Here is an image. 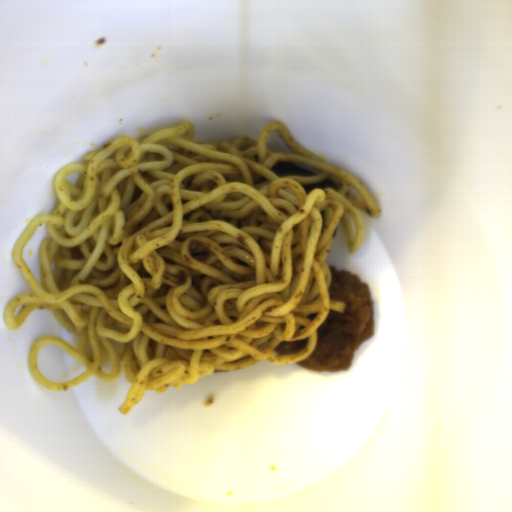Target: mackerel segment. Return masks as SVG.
Wrapping results in <instances>:
<instances>
[{"instance_id":"14911b7f","label":"mackerel segment","mask_w":512,"mask_h":512,"mask_svg":"<svg viewBox=\"0 0 512 512\" xmlns=\"http://www.w3.org/2000/svg\"><path fill=\"white\" fill-rule=\"evenodd\" d=\"M271 172L278 176H317L319 173L309 171L286 160H279L273 164Z\"/></svg>"},{"instance_id":"c1d32c5f","label":"mackerel segment","mask_w":512,"mask_h":512,"mask_svg":"<svg viewBox=\"0 0 512 512\" xmlns=\"http://www.w3.org/2000/svg\"><path fill=\"white\" fill-rule=\"evenodd\" d=\"M302 187H303L304 191L307 194L309 192H311L312 190L317 189V188H322L324 190L328 189V188H333V189H337L338 190L337 184L329 176L327 177L326 180H323V181H320V182H317V183H314V184L302 185Z\"/></svg>"}]
</instances>
